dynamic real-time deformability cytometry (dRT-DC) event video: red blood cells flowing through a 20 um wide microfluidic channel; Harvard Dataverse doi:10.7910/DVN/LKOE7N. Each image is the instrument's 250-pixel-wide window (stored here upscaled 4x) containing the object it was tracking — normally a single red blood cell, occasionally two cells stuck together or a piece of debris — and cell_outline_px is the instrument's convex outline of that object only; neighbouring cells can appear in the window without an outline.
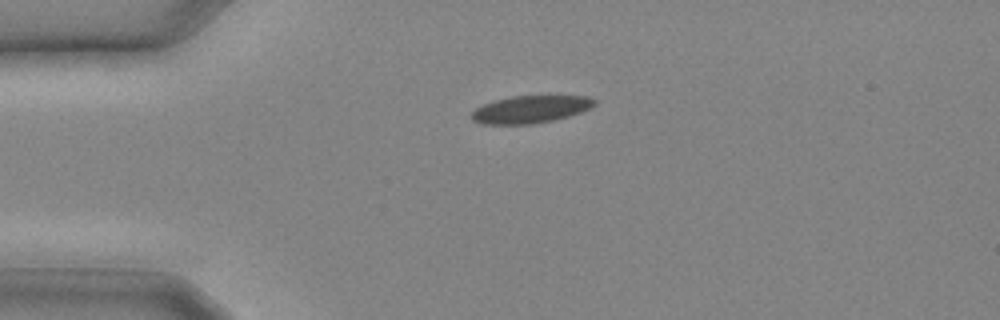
{"species": "common noctule bat (a hibernating species)", "species_latin": "Nyctalus noctula", "temperature_condition": "cold", "stored_images_in_passage": 8, "camera_frame_rate_fps": 3000, "um_per_image_px": 0.085, "animal": {"sex": "male", "body_mass_g": 20.4}, "frame": {"image": 1, "passage_image": 1, "time_ms": 0.0, "image_size_px": [1000, 320], "cell_outline_px": [[596, 104], [580, 112], [568, 116], [552, 120], [532, 124], [484, 124], [472, 120], [472, 112], [476, 108], [492, 100], [512, 96], [588, 96], [596, 100]], "centroid_in_image_um": [45.07, 9.28], "position_along_channel_um": 39.9, "area_um2": 19.48}}
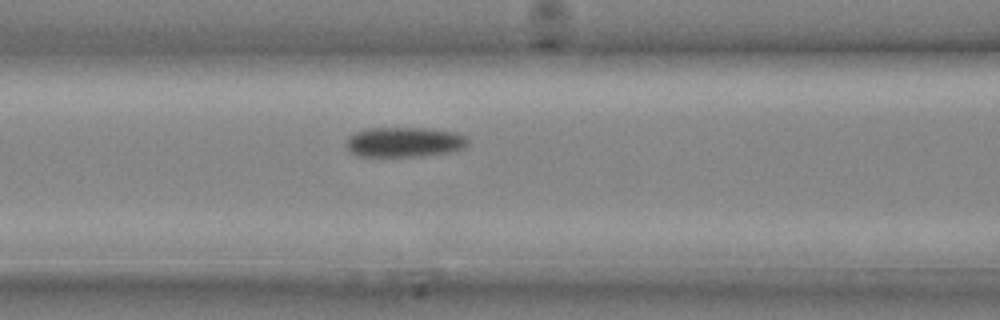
{"frame": {"image": 2, "passage_image": 6, "time_ms": 1.667, "image_size_px": [1000, 320], "cell_outline_px": [[468, 144], [464, 148], [456, 152], [424, 156], [356, 156], [348, 152], [348, 136], [356, 132], [368, 128], [428, 128], [456, 132], [468, 136]], "centroid_in_image_um": [34.44, 12.08], "position_along_channel_um": 132.2, "area_um2": 21.62}}
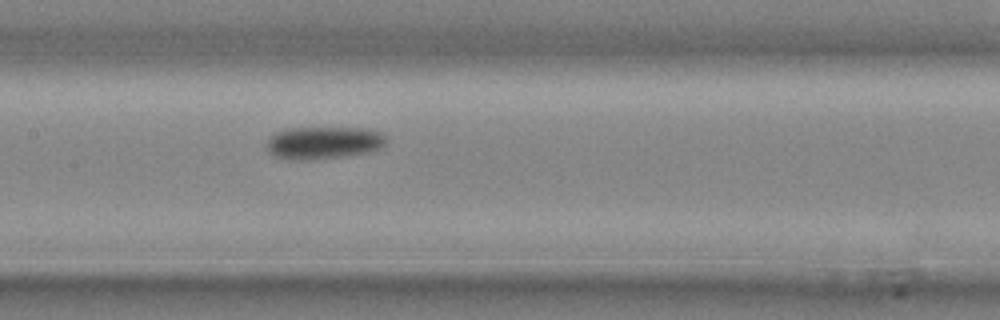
{"frame": {"image": 3, "passage_image": 8, "time_ms": 2.333, "image_size_px": [1000, 320], "cell_outline_px": [[388, 144], [384, 148], [368, 152], [344, 156], [312, 160], [288, 160], [272, 156], [264, 148], [268, 140], [276, 132], [288, 128], [368, 128], [380, 132], [388, 140]], "centroid_in_image_um": [27.51, 12.15], "position_along_channel_um": 179.9, "area_um2": 23.18}}